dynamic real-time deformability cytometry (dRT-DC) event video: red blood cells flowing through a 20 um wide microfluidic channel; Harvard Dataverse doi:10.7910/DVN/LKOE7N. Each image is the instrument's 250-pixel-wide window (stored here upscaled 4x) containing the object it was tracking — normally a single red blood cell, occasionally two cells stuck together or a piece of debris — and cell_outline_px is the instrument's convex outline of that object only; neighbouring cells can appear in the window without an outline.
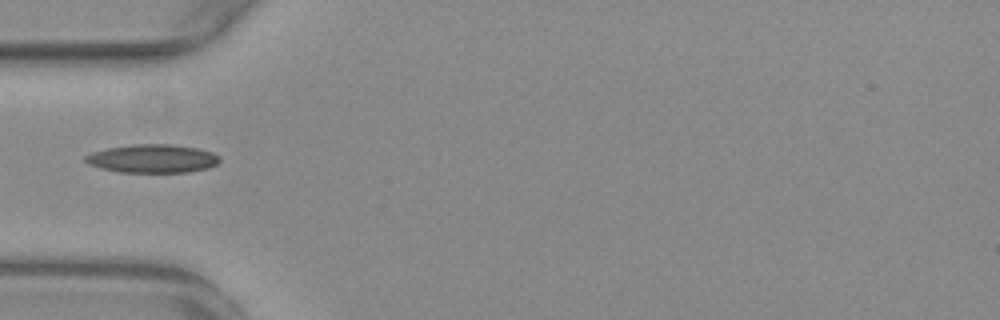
{"species": "common noctule bat (a hibernating species)", "species_latin": "Nyctalus noctula", "temperature_condition": "warm", "stored_images_in_passage": 38, "camera_frame_rate_fps": 3000, "um_per_image_px": 0.085, "animal": {"sex": "female", "body_mass_g": 29.2, "forearm_length_mm": 56.3}, "frame": {"image": 1, "passage_image": 1, "time_ms": 0.0, "image_size_px": [1000, 320], "cell_outline_px": [[220, 160], [216, 164], [208, 168], [188, 172], [120, 172], [100, 168], [88, 164], [84, 160], [84, 156], [92, 152], [108, 148], [136, 144], [172, 144], [196, 148], [212, 152], [220, 156]], "centroid_in_image_um": [12.96, 13.48], "position_along_channel_um": 72.0, "area_um2": 22.2}}
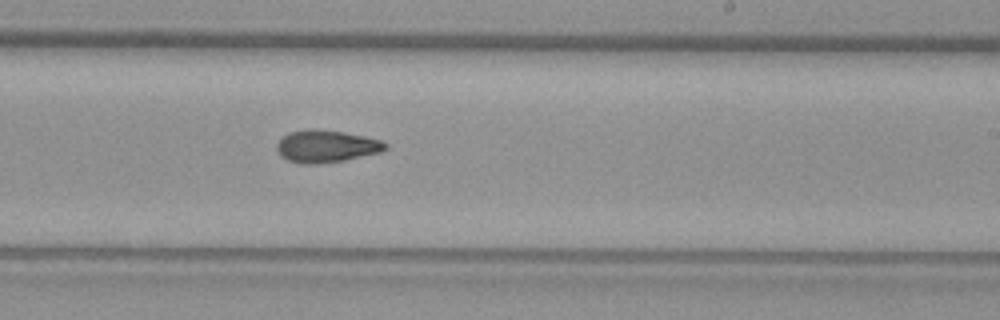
{"frame": {"image": 2, "passage_image": 16, "time_ms": 5.0, "image_size_px": [1000, 320], "cell_outline_px": [[388, 148], [380, 152], [344, 160], [316, 164], [300, 164], [288, 160], [280, 156], [276, 148], [276, 144], [288, 132], [312, 128], [316, 128], [344, 132], [384, 140], [388, 144]], "centroid_in_image_um": [27.74, 12.42], "position_along_channel_um": 261.3, "area_um2": 20.63}}
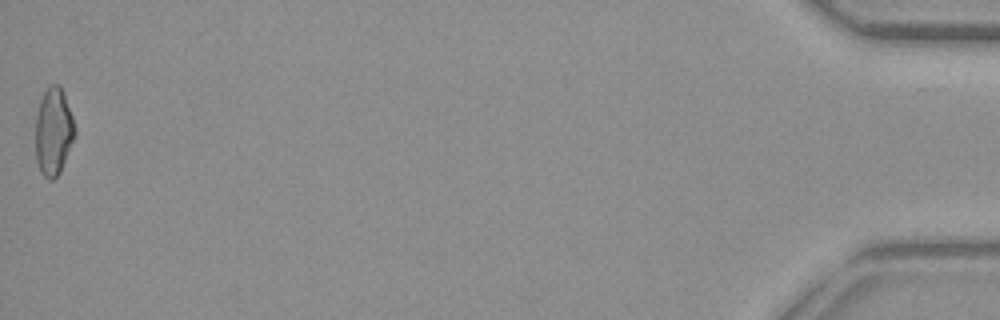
{"frame": {"image": 3, "passage_image": 38, "time_ms": 12.333, "image_size_px": [1000, 320], "cell_outline_px": [[76, 136], [60, 172], [52, 180], [48, 180], [40, 172], [36, 160], [36, 116], [40, 100], [48, 84], [60, 84], [72, 116], [76, 128]], "centroid_in_image_um": [4.55, 11.18], "position_along_channel_um": 430.6, "area_um2": 20.23}}